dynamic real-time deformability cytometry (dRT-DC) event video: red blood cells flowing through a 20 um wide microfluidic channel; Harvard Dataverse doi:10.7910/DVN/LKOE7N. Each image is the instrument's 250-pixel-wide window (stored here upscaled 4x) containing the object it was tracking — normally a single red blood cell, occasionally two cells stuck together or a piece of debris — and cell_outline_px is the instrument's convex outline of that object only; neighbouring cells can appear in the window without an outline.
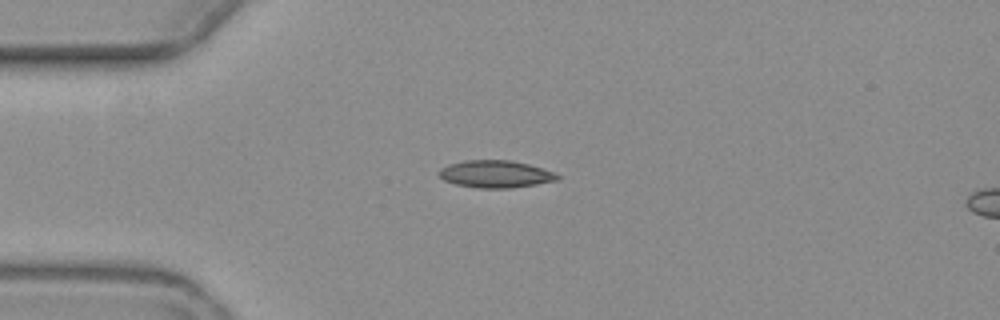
{"species": "common noctule bat (a hibernating species)", "species_latin": "Nyctalus noctula", "temperature_condition": "warm", "stored_images_in_passage": 4, "camera_frame_rate_fps": 3000, "um_per_image_px": 0.085, "animal": {"sex": "female", "body_mass_g": 19.3, "forearm_length_mm": 54.1}, "frame": {"image": 1, "passage_image": 1, "time_ms": 0.0, "image_size_px": [1000, 320], "cell_outline_px": [[560, 180], [512, 188], [476, 188], [456, 184], [444, 180], [440, 176], [440, 168], [448, 164], [464, 160], [508, 160], [528, 164], [556, 172], [560, 176]], "centroid_in_image_um": [42.15, 14.8], "position_along_channel_um": 42.9, "area_um2": 18.9}}
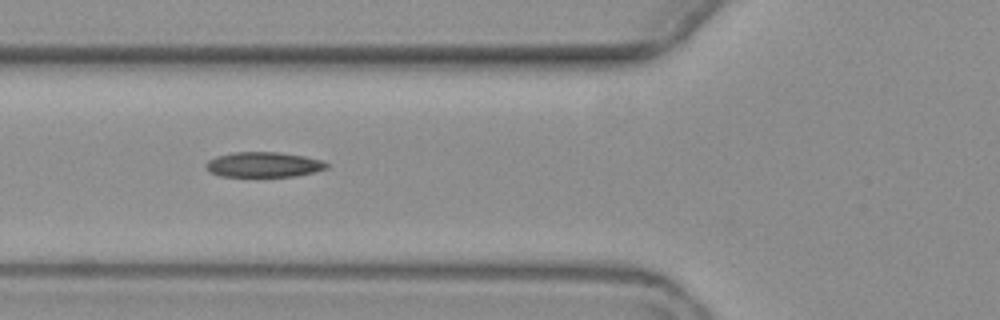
{"frame": {"image": 2, "passage_image": 3, "time_ms": 2.333, "image_size_px": [1000, 320], "cell_outline_px": [[328, 168], [296, 176], [220, 176], [208, 172], [204, 164], [208, 160], [216, 156], [236, 152], [276, 152], [304, 156], [320, 160], [328, 164]], "centroid_in_image_um": [22.35, 13.99], "position_along_channel_um": 103.4, "area_um2": 17.57}}
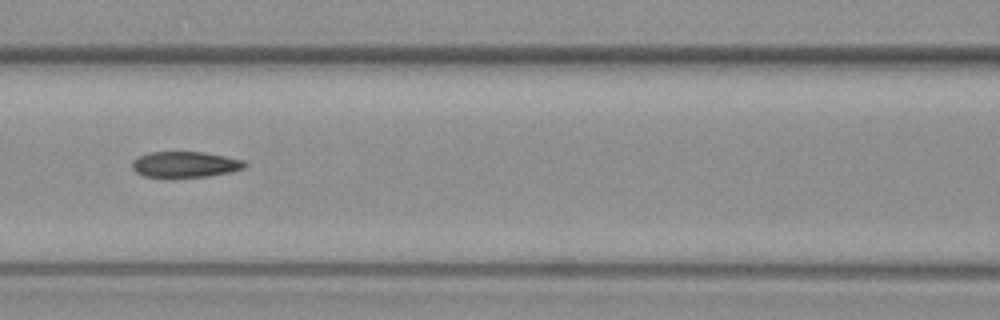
{"frame": {"image": 3, "passage_image": 4, "time_ms": 3.667, "image_size_px": [1000, 320], "cell_outline_px": [[248, 164], [244, 168], [232, 172], [208, 176], [144, 176], [136, 172], [132, 168], [132, 160], [136, 156], [148, 152], [204, 152], [244, 160]], "centroid_in_image_um": [15.73, 13.96], "position_along_channel_um": 150.9, "area_um2": 16.88}}